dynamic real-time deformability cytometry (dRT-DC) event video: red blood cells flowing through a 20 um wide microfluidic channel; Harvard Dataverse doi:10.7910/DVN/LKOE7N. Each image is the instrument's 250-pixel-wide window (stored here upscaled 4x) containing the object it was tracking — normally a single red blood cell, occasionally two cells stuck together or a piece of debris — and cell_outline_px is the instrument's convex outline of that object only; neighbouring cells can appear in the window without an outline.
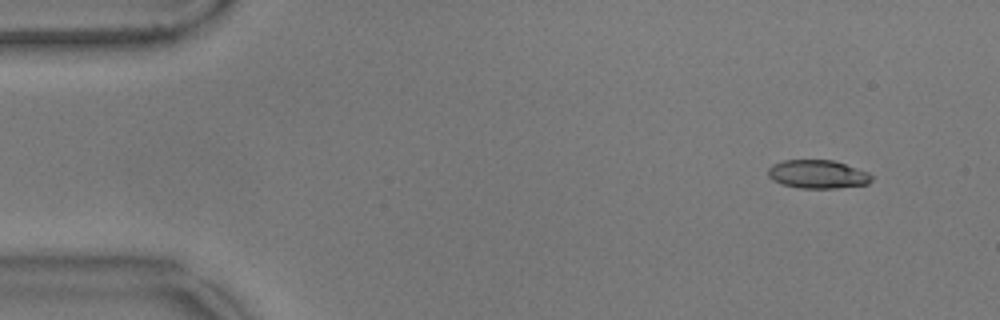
{"species": "common noctule bat (a hibernating species)", "species_latin": "Nyctalus noctula", "temperature_condition": "warm", "stored_images_in_passage": 53, "camera_frame_rate_fps": 3000, "um_per_image_px": 0.085, "animal": {"sex": "male", "body_mass_g": 17.9}, "frame": {"image": 1, "passage_image": 2, "time_ms": 0.333, "image_size_px": [1000, 320], "cell_outline_px": [[872, 180], [868, 184], [836, 188], [800, 188], [780, 184], [772, 180], [768, 176], [768, 168], [772, 164], [784, 160], [832, 160], [868, 172], [872, 176]], "centroid_in_image_um": [69.47, 14.81], "position_along_channel_um": 15.5, "area_um2": 17.17}}
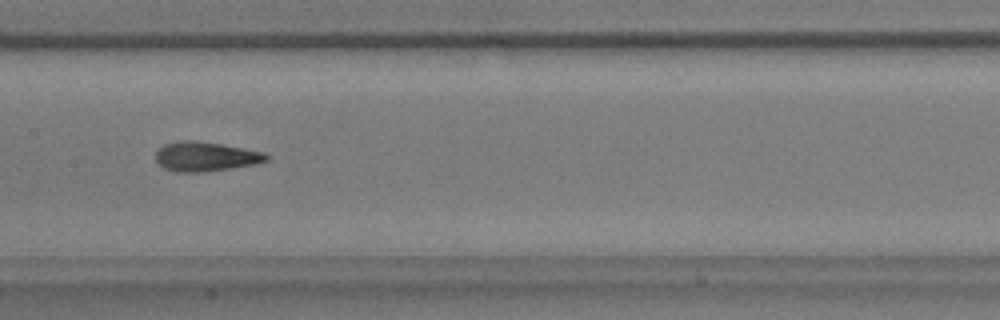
{"frame": {"image": 2, "passage_image": 25, "time_ms": 8.0, "image_size_px": [1000, 320], "cell_outline_px": [[268, 160], [252, 164], [232, 168], [204, 172], [176, 172], [164, 168], [156, 164], [156, 152], [164, 144], [180, 140], [192, 140], [220, 144], [264, 152], [268, 156]], "centroid_in_image_um": [17.42, 13.31], "position_along_channel_um": 190.0, "area_um2": 18.9}}
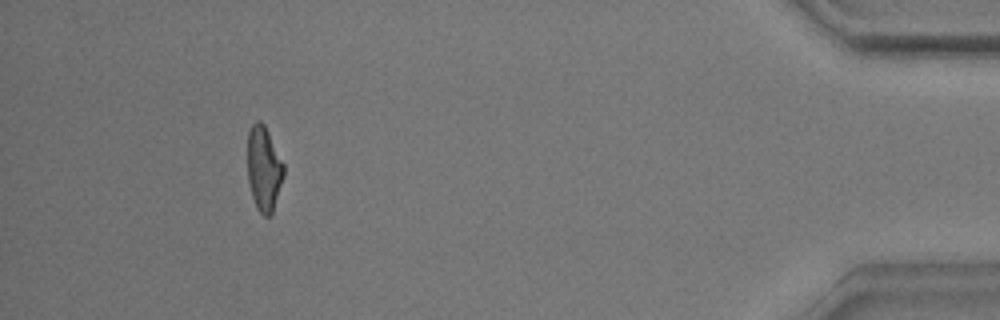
{"frame": {"image": 3, "passage_image": 49, "time_ms": 16.0, "image_size_px": [1000, 320], "cell_outline_px": [[284, 176], [272, 216], [264, 216], [256, 208], [248, 184], [248, 132], [252, 124], [256, 120], [260, 120], [264, 124], [284, 164]], "centroid_in_image_um": [22.43, 14.36], "position_along_channel_um": 412.8, "area_um2": 18.03}, "authors_computed_cell_mechanics": {"area_um2": 18.2648, "velocity_mm_per_s": 3.5809, "shape_relaxation_time_tau1_ms": 4.4757, "shape_relaxation_time_tau2_ms": 1.8352, "deformation_change_tau1": 0.1766, "deformation_change_tau2": 0.1066}}